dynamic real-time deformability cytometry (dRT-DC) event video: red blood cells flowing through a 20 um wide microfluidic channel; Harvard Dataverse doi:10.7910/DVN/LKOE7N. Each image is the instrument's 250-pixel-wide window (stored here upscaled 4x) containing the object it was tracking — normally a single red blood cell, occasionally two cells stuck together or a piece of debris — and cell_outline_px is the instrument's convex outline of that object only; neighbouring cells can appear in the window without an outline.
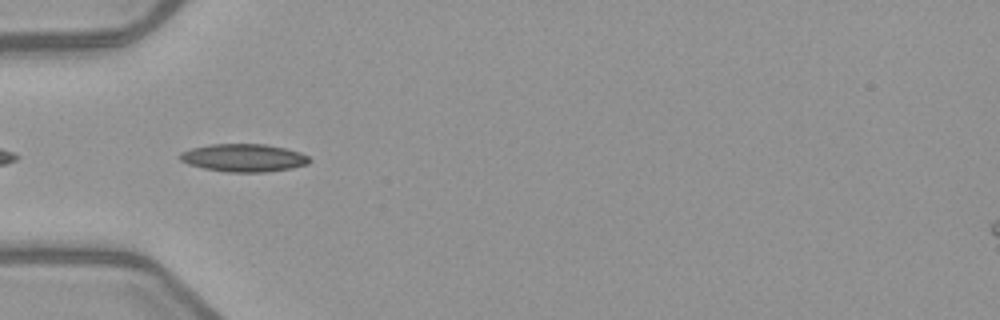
{"species": "common noctule bat (a hibernating species)", "species_latin": "Nyctalus noctula", "temperature_condition": "warm", "stored_images_in_passage": 6, "camera_frame_rate_fps": 3000, "um_per_image_px": 0.085, "animal": {"sex": "female", "body_mass_g": 21.9}, "frame": {"image": 1, "passage_image": 4, "time_ms": 4.667, "image_size_px": [1000, 320], "cell_outline_px": [[312, 160], [308, 164], [292, 168], [264, 172], [228, 172], [204, 168], [188, 164], [180, 160], [176, 156], [180, 152], [192, 148], [212, 144], [264, 144], [284, 148], [300, 152], [308, 156]], "centroid_in_image_um": [20.7, 13.41], "position_along_channel_um": 64.3, "area_um2": 21.04}}
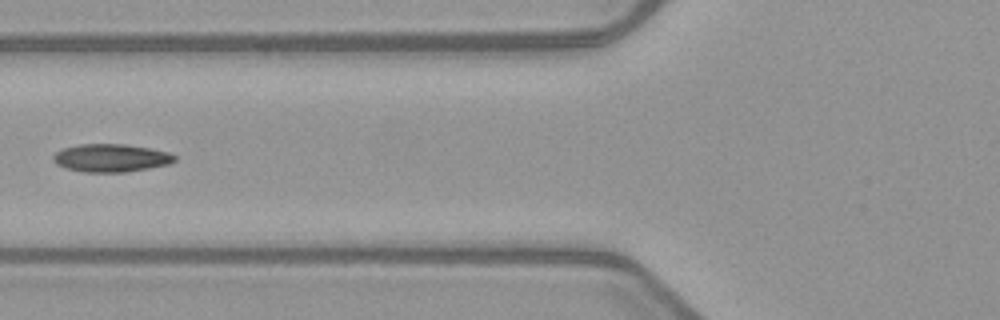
{"frame": {"image": 2, "passage_image": 5, "time_ms": 6.0, "image_size_px": [1000, 320], "cell_outline_px": [[176, 160], [168, 164], [148, 168], [124, 172], [84, 172], [64, 168], [56, 164], [52, 160], [52, 156], [56, 152], [64, 148], [80, 144], [124, 144], [148, 148], [168, 152], [176, 156]], "centroid_in_image_um": [9.4, 13.43], "position_along_channel_um": 116.4, "area_um2": 19.71}}
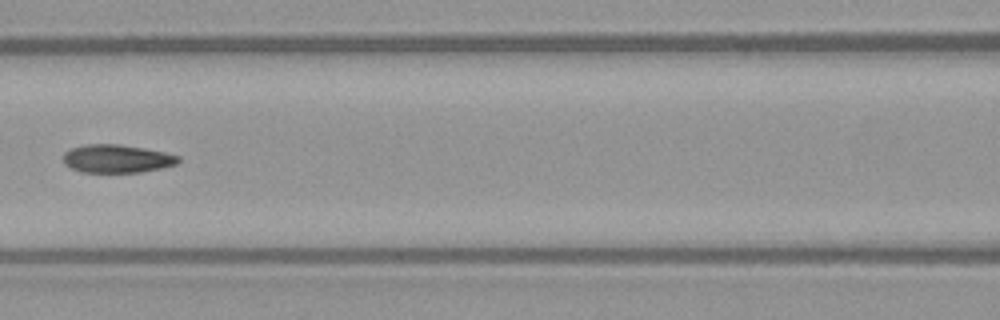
{"frame": {"image": 3, "passage_image": 6, "time_ms": 7.0, "image_size_px": [1000, 320], "cell_outline_px": [[180, 160], [176, 164], [160, 168], [140, 172], [80, 172], [64, 164], [64, 152], [72, 148], [84, 144], [120, 144], [144, 148], [164, 152], [180, 156]], "centroid_in_image_um": [9.93, 13.48], "position_along_channel_um": 156.7, "area_um2": 18.84}}